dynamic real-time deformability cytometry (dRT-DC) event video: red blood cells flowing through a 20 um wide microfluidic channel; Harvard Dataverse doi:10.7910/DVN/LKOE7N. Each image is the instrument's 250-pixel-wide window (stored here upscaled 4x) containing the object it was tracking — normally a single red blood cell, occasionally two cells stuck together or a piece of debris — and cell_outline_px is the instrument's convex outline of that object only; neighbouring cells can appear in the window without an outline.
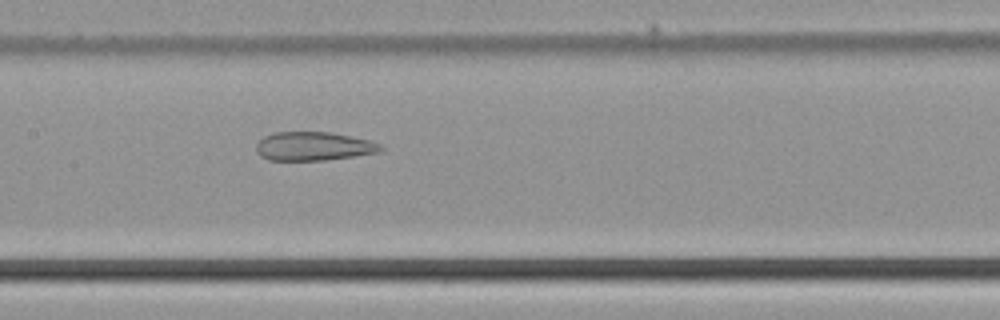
{"species": "common noctule bat (a hibernating species)", "species_latin": "Nyctalus noctula", "temperature_condition": "cold", "stored_images_in_passage": 45, "camera_frame_rate_fps": 3000, "um_per_image_px": 0.085, "animal": {"sex": "male", "body_mass_g": 21.5, "forearm_length_mm": 52.0}, "frame": {"image": 1, "passage_image": 24, "time_ms": 7.667, "image_size_px": [1000, 320], "cell_outline_px": [[384, 148], [376, 152], [352, 156], [324, 160], [268, 160], [260, 156], [256, 152], [256, 144], [264, 136], [276, 132], [332, 132], [372, 140], [380, 144]], "centroid_in_image_um": [26.63, 12.42], "position_along_channel_um": 180.8, "area_um2": 20.81}}
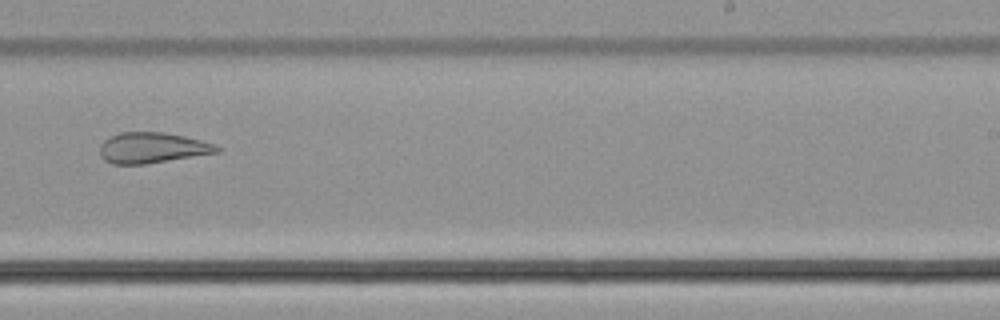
{"frame": {"image": 2, "passage_image": 31, "time_ms": 10.0, "image_size_px": [1000, 320], "cell_outline_px": [[220, 152], [144, 164], [112, 164], [104, 160], [100, 156], [100, 144], [108, 136], [120, 132], [164, 132], [184, 136], [216, 144], [220, 148]], "centroid_in_image_um": [12.91, 12.56], "position_along_channel_um": 276.1, "area_um2": 20.98}}
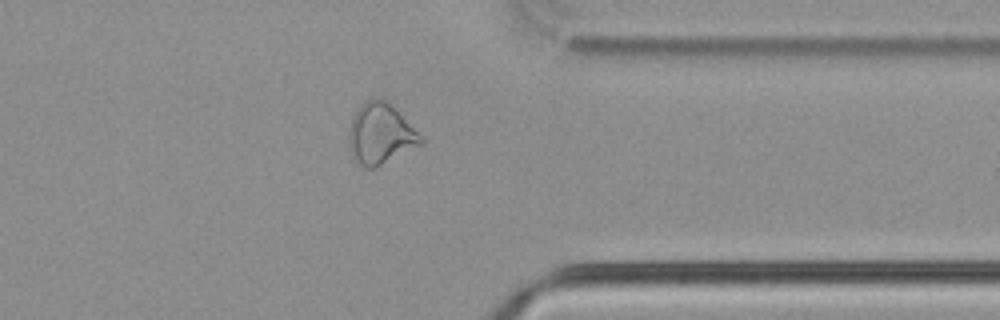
{"frame": {"image": 3, "passage_image": 39, "time_ms": 12.667, "image_size_px": [1000, 320], "cell_outline_px": [[424, 144], [372, 168], [364, 168], [352, 156], [348, 144], [348, 132], [352, 116], [360, 104], [364, 100], [376, 96], [380, 96], [388, 100], [424, 136]], "centroid_in_image_um": [32.36, 11.31], "position_along_channel_um": 379.0, "area_um2": 26.18}}